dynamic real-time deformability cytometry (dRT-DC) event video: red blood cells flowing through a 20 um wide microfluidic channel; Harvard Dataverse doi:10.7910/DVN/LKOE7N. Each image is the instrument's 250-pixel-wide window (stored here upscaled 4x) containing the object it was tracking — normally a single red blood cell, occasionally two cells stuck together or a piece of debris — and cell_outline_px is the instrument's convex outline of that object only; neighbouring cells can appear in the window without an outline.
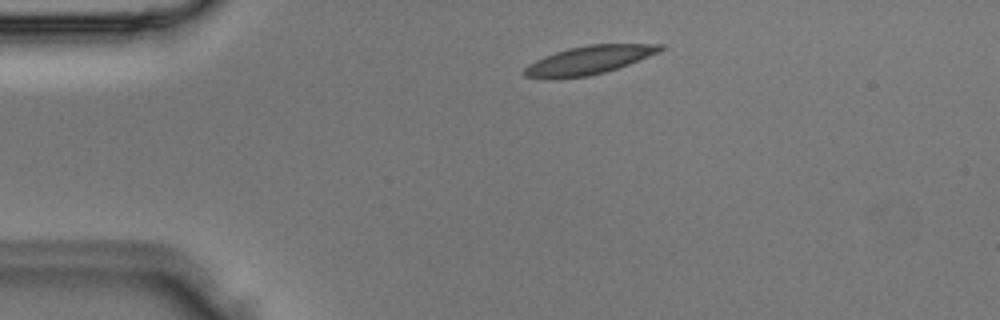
{"species": "Egyptian fruit bat (a non-hibernating species)", "species_latin": "Rousettus aegyptiacus", "temperature_condition": "room temperature", "stored_images_in_passage": 2, "camera_frame_rate_fps": 3000, "um_per_image_px": 0.085, "animal": {"sex": "male"}, "frame": {"image": 1, "passage_image": 1, "time_ms": 0.0, "image_size_px": [1000, 320], "cell_outline_px": [[664, 48], [648, 56], [628, 64], [604, 72], [588, 76], [524, 76], [524, 68], [528, 64], [544, 56], [568, 48], [588, 44], [664, 44]], "centroid_in_image_um": [50.1, 5.06], "position_along_channel_um": 34.9, "area_um2": 21.5}}